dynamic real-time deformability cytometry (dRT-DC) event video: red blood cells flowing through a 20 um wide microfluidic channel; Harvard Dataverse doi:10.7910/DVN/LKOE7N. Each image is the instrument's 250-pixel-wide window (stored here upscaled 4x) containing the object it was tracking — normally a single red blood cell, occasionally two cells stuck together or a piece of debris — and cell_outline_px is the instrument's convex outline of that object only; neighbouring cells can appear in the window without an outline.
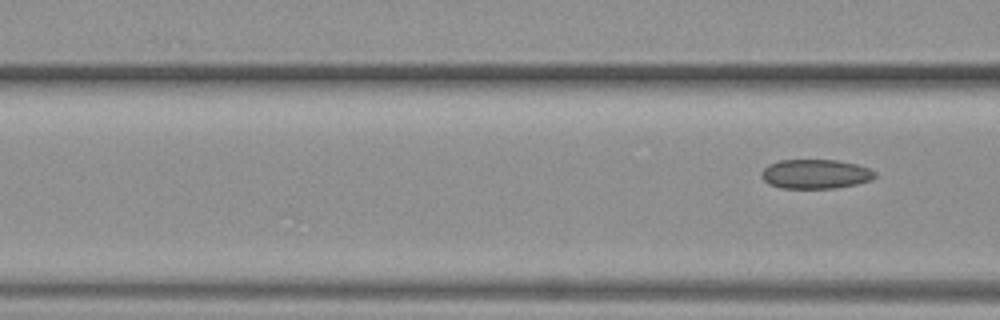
{"species": "common noctule bat (a hibernating species)", "species_latin": "Nyctalus noctula", "temperature_condition": "warm", "stored_images_in_passage": 6, "segment_of_instrument_passage": [2, 2], "camera_frame_rate_fps": 3000, "um_per_image_px": 0.085, "animal": {"sex": "female", "body_mass_g": 19.3, "forearm_length_mm": 54.1}, "frame": {"image": 1, "passage_image": 6, "time_ms": 7.0, "image_size_px": [1000, 320], "cell_outline_px": [[876, 176], [872, 180], [856, 184], [836, 188], [780, 188], [768, 184], [760, 176], [760, 172], [768, 164], [780, 160], [836, 160], [856, 164], [868, 168], [876, 172]], "centroid_in_image_um": [69.29, 14.79], "position_along_channel_um": 97.3, "area_um2": 19.54}}